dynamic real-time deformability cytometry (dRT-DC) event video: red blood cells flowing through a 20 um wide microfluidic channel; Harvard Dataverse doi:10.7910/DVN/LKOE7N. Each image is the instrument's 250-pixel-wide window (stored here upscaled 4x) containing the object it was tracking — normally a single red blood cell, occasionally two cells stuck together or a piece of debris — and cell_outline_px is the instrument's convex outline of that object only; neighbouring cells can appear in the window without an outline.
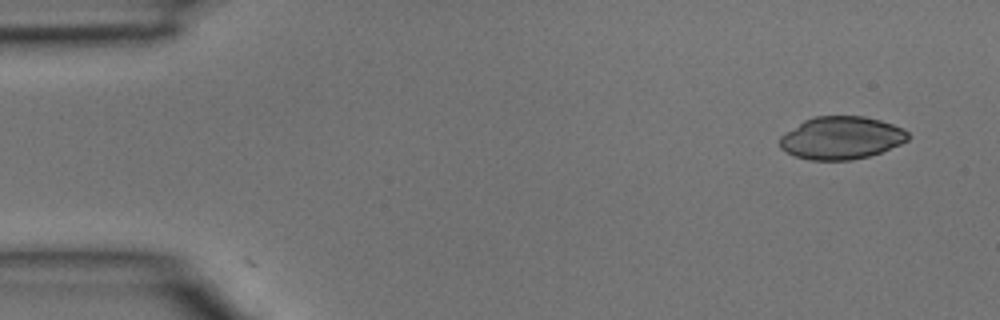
{"species": "common noctule bat (a hibernating species)", "species_latin": "Nyctalus noctula", "temperature_condition": "room temperature", "stored_images_in_passage": 3, "camera_frame_rate_fps": 3000, "um_per_image_px": 0.085, "animal": {"sex": "male", "body_mass_g": 15.6}, "frame": {"image": 1, "passage_image": 1, "time_ms": 0.0, "image_size_px": [1000, 320], "cell_outline_px": [[908, 140], [900, 144], [880, 152], [868, 156], [848, 160], [808, 160], [796, 156], [780, 148], [780, 136], [804, 120], [816, 116], [864, 116], [880, 120], [904, 128], [908, 132]], "centroid_in_image_um": [71.51, 11.71], "position_along_channel_um": 13.5, "area_um2": 31.73}}